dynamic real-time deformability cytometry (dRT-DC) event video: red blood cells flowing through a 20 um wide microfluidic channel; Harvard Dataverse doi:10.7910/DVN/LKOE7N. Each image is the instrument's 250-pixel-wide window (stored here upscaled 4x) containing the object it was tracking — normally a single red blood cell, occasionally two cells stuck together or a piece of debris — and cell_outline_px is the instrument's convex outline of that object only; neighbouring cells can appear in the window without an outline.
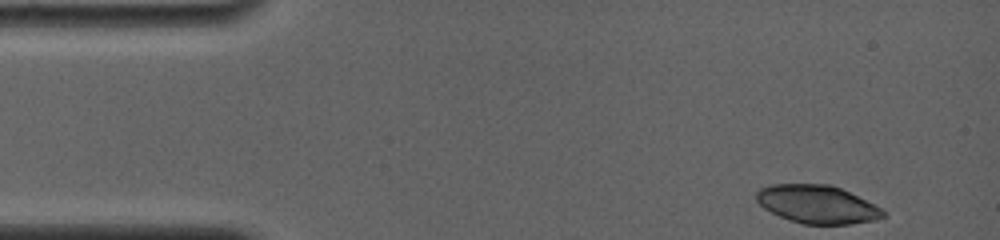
{"species": "common noctule bat (a hibernating species)", "species_latin": "Nyctalus noctula", "temperature_condition": "room temperature", "stored_images_in_passage": 8, "camera_frame_rate_fps": 4000, "um_per_image_px": 0.085, "animal": {"sex": "female", "body_mass_g": 19.0, "forearm_length_mm": 56.7}, "frame": {"image": 1, "passage_image": 1, "time_ms": 0.0, "image_size_px": [1000, 240], "cell_outline_px": [[884, 216], [876, 220], [852, 224], [804, 224], [788, 220], [764, 208], [756, 200], [756, 192], [760, 188], [768, 184], [832, 184], [880, 208], [884, 212]], "centroid_in_image_um": [69.42, 17.36], "position_along_channel_um": 15.6, "area_um2": 27.98}}